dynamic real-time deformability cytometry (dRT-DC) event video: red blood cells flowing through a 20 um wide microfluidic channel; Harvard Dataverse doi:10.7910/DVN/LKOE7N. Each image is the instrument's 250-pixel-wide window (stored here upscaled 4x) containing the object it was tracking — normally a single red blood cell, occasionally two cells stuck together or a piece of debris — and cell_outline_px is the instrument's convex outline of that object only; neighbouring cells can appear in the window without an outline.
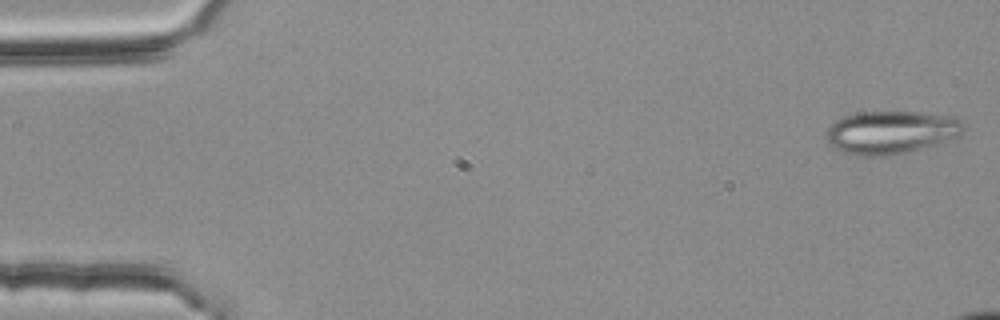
{"species": "common noctule bat (a hibernating species)", "species_latin": "Nyctalus noctula", "temperature_condition": "room temperature", "stored_images_in_passage": 3, "camera_frame_rate_fps": 3000, "um_per_image_px": 0.085, "animal": {"sex": "female", "body_mass_g": 25.1}, "frame": {"image": 1, "passage_image": 1, "time_ms": 0.0, "image_size_px": [1000, 320], "cell_outline_px": [[968, 128], [960, 136], [904, 152], [888, 156], [856, 156], [840, 152], [832, 148], [828, 140], [828, 128], [836, 120], [844, 116], [856, 112], [920, 112], [948, 116], [960, 120]], "centroid_in_image_um": [75.72, 11.25], "position_along_channel_um": 9.3, "area_um2": 34.28}}